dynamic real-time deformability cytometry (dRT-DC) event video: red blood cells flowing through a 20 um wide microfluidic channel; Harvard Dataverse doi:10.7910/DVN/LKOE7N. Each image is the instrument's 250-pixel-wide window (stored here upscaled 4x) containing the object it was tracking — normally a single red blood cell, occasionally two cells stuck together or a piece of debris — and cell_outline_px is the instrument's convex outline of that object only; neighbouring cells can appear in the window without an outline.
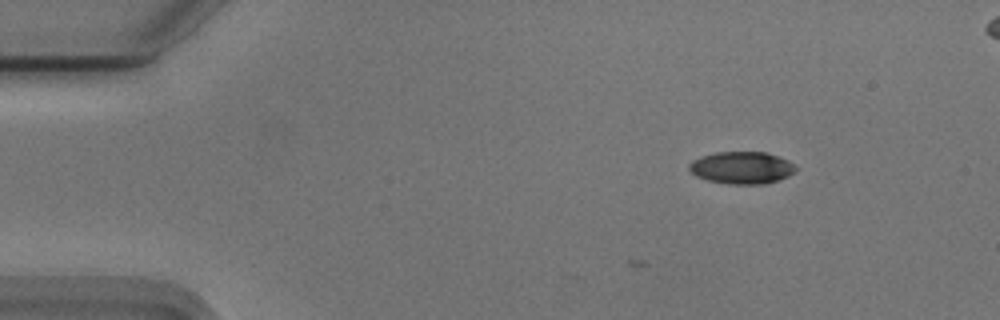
{"species": "Egyptian fruit bat (a non-hibernating species)", "species_latin": "Rousettus aegyptiacus", "temperature_condition": "cold", "stored_images_in_passage": 2, "camera_frame_rate_fps": 3000, "um_per_image_px": 0.085, "animal": {"sex": "male"}, "frame": {"image": 1, "passage_image": 2, "time_ms": 0.333, "image_size_px": [1000, 320], "cell_outline_px": [[796, 168], [788, 176], [764, 184], [728, 184], [708, 180], [696, 176], [688, 168], [688, 164], [692, 160], [700, 156], [716, 152], [768, 152], [788, 160]], "centroid_in_image_um": [63.0, 14.24], "position_along_channel_um": 22.0, "area_um2": 19.94}}